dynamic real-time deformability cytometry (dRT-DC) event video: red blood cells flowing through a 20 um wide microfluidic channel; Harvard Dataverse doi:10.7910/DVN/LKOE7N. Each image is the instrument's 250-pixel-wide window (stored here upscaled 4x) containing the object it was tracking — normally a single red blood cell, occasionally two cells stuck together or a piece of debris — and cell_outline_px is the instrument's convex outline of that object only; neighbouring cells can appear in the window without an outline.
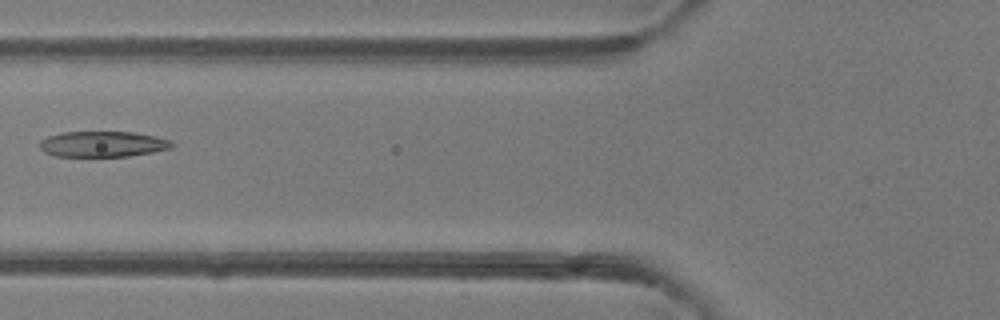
{"species": "common noctule bat (a hibernating species)", "species_latin": "Nyctalus noctula", "temperature_condition": "room temperature", "stored_images_in_passage": 7, "camera_frame_rate_fps": 3000, "um_per_image_px": 0.085, "animal": {"sex": "female"}, "frame": {"image": 1, "passage_image": 6, "time_ms": 5.667, "image_size_px": [1000, 320], "cell_outline_px": [[176, 144], [172, 148], [152, 152], [128, 156], [56, 156], [44, 152], [40, 148], [40, 140], [48, 136], [60, 132], [132, 132], [156, 136], [172, 140]], "centroid_in_image_um": [8.76, 12.24], "position_along_channel_um": 117.0, "area_um2": 19.88}}
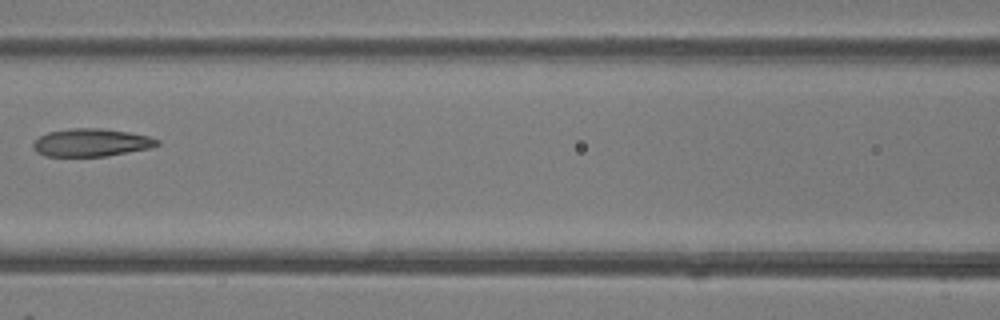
{"frame": {"image": 2, "passage_image": 7, "time_ms": 6.667, "image_size_px": [1000, 320], "cell_outline_px": [[160, 144], [148, 148], [104, 156], [44, 156], [36, 152], [32, 148], [32, 144], [40, 136], [48, 132], [72, 128], [104, 128], [128, 132], [148, 136], [160, 140]], "centroid_in_image_um": [7.72, 12.11], "position_along_channel_um": 158.9, "area_um2": 20.0}}